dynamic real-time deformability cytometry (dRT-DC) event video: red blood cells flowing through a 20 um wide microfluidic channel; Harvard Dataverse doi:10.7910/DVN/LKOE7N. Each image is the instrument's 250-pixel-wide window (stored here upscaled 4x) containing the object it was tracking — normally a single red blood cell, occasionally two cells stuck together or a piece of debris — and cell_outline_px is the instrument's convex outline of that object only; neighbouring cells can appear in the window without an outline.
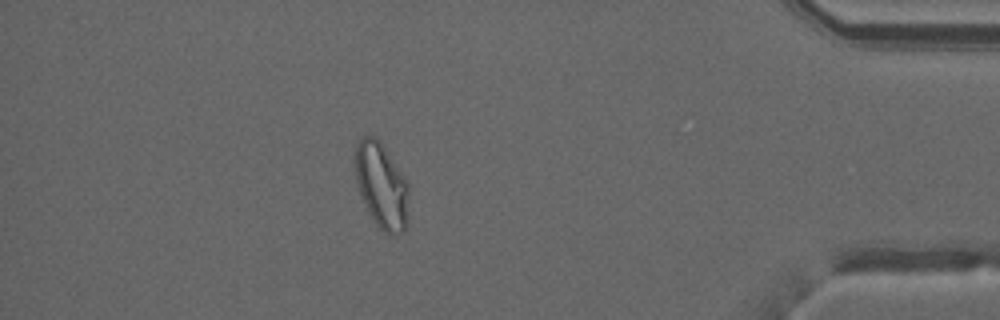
{"species": "common noctule bat (a hibernating species)", "species_latin": "Nyctalus noctula", "temperature_condition": "warm", "stored_images_in_passage": 51, "camera_frame_rate_fps": 3000, "um_per_image_px": 0.085, "animal": {"sex": "male", "forearm_length_mm": 52.5}, "frame": {"image": 1, "passage_image": 44, "time_ms": 14.333, "image_size_px": [1000, 320], "cell_outline_px": [[408, 224], [404, 232], [388, 236], [376, 224], [368, 212], [360, 192], [356, 180], [352, 160], [352, 156], [356, 140], [364, 136], [376, 136], [380, 140], [408, 180]], "centroid_in_image_um": [32.41, 15.73], "position_along_channel_um": 402.8, "area_um2": 27.74}}